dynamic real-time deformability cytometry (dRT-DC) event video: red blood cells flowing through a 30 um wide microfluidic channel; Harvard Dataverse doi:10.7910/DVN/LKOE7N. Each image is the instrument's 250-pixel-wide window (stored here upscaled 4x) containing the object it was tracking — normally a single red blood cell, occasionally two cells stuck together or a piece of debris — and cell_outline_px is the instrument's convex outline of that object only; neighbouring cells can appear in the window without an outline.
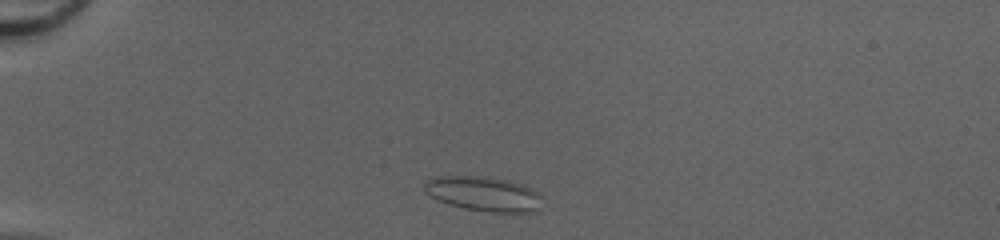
{"species": "common noctule bat (a hibernating species)", "species_latin": "Nyctalus noctula", "temperature_condition": "cold", "stored_images_in_passage": 40, "camera_frame_rate_fps": 3000, "um_per_image_px": 0.085, "animal": {"sex": "female", "body_mass_g": 20.0, "forearm_length_mm": 54.0}, "frame": {"image": 1, "passage_image": 3, "time_ms": 0.667, "image_size_px": [1000, 240], "cell_outline_px": [[544, 196], [540, 212], [492, 212], [464, 208], [448, 204], [436, 200], [424, 192], [424, 184], [428, 180], [436, 176], [484, 176], [524, 184], [532, 188]], "centroid_in_image_um": [41.17, 16.48], "position_along_channel_um": 43.8, "area_um2": 24.22}}
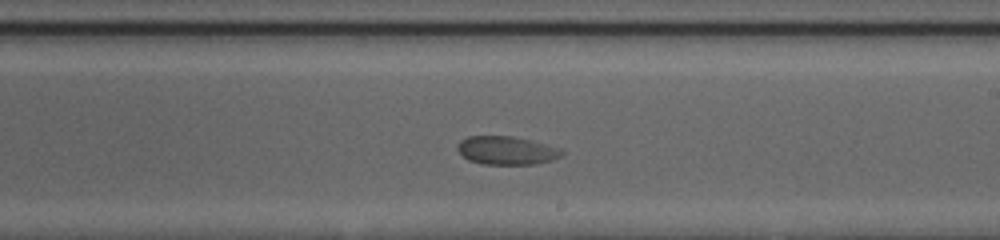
{"frame": {"image": 2, "passage_image": 21, "time_ms": 6.667, "image_size_px": [1000, 240], "cell_outline_px": [[564, 152], [560, 156], [552, 160], [536, 164], [480, 164], [468, 160], [456, 148], [460, 140], [468, 136], [512, 136], [560, 148]], "centroid_in_image_um": [43.03, 12.79], "position_along_channel_um": 246.0, "area_um2": 17.11}}
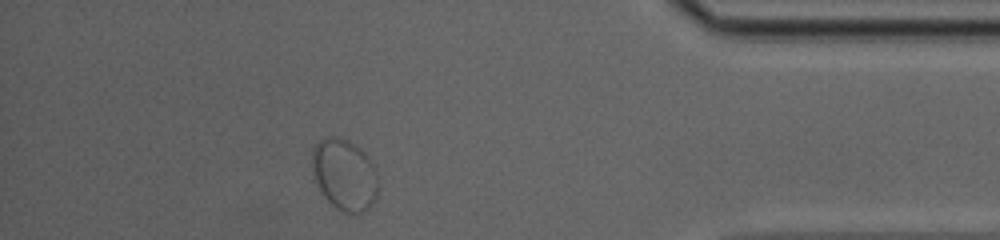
{"frame": {"image": 3, "passage_image": 35, "time_ms": 11.333, "image_size_px": [1000, 240], "cell_outline_px": [[376, 200], [364, 212], [344, 212], [336, 208], [324, 196], [312, 172], [312, 148], [324, 136], [336, 136], [348, 140], [360, 148], [368, 156], [376, 172]], "centroid_in_image_um": [29.26, 14.81], "position_along_channel_um": 405.9, "area_um2": 27.28}}